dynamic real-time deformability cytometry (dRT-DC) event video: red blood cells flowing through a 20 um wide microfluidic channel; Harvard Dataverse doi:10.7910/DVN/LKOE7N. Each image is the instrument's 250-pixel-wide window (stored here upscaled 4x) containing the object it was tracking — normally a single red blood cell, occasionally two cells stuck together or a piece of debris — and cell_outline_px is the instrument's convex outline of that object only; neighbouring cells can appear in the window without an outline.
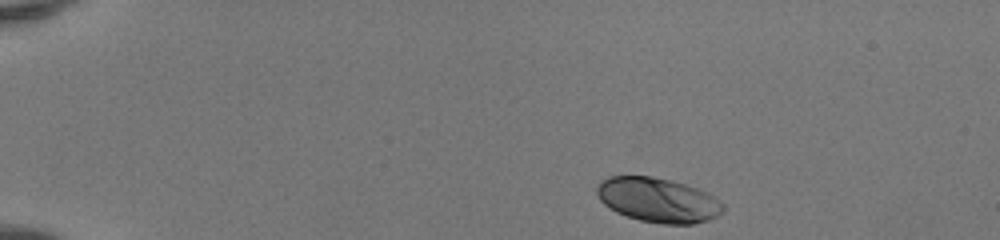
{"species": "human", "species_latin": "Homo sapiens", "temperature_condition": "room temperature", "stored_images_in_passage": 43, "camera_frame_rate_fps": 3000, "um_per_image_px": 0.085, "donor": {"sex": "female"}, "frame": {"image": 1, "passage_image": 1, "time_ms": 0.0, "image_size_px": [1000, 240], "cell_outline_px": [[724, 208], [716, 216], [708, 220], [692, 224], [664, 224], [640, 220], [616, 212], [604, 204], [600, 200], [596, 192], [596, 188], [600, 180], [608, 176], [652, 176], [672, 180], [708, 192], [720, 200], [724, 204]], "centroid_in_image_um": [55.92, 16.99], "position_along_channel_um": 29.1, "area_um2": 32.83}}
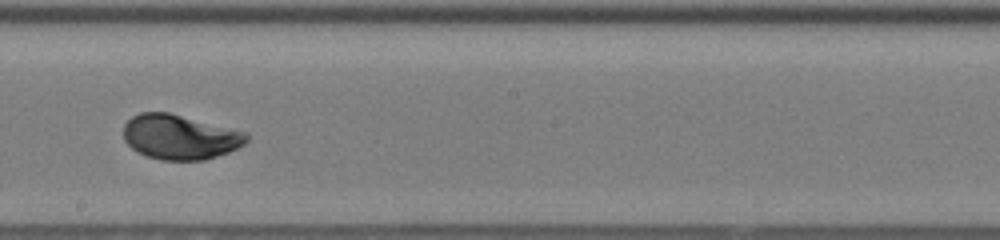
{"frame": {"image": 2, "passage_image": 23, "time_ms": 7.333, "image_size_px": [1000, 240], "cell_outline_px": [[248, 140], [244, 144], [228, 152], [204, 160], [160, 160], [148, 156], [132, 148], [124, 140], [124, 124], [132, 116], [140, 112], [168, 112], [248, 132]], "centroid_in_image_um": [15.3, 11.63], "position_along_channel_um": 232.9, "area_um2": 32.02}}
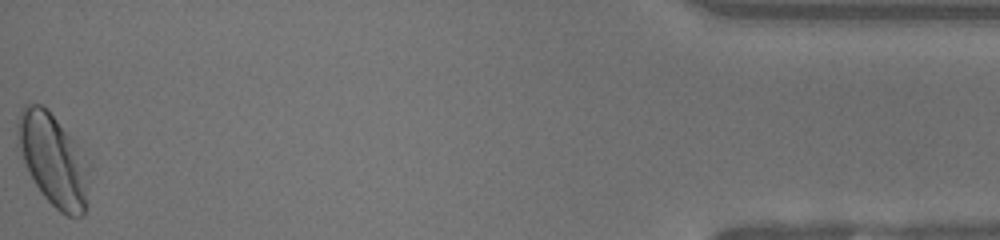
{"frame": {"image": 3, "passage_image": 43, "time_ms": 14.0, "image_size_px": [1000, 240], "cell_outline_px": [[92, 168], [84, 216], [68, 216], [60, 212], [40, 192], [16, 144], [16, 120], [20, 108], [24, 104], [40, 104], [56, 120], [92, 164]], "centroid_in_image_um": [4.54, 13.6], "position_along_channel_um": 430.7, "area_um2": 38.49}, "authors_computed_cell_mechanics": {"area_um2": 32.079, "velocity_mm_per_s": 4.1237, "shape_relaxation_time_tau1_ms": 2.0249, "shape_relaxation_time_tau2_ms": null, "deformation_change_tau1": 0.1312, "deformation_change_tau2": null}}